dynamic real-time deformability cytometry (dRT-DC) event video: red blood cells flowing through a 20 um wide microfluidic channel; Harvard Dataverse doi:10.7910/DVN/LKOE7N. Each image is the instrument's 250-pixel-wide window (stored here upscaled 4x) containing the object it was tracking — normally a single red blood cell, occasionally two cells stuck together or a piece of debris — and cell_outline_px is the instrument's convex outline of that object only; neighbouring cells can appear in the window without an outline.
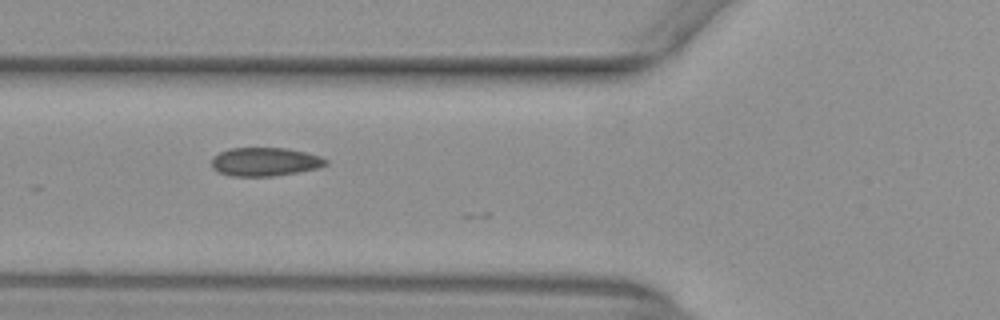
{"species": "common noctule bat (a hibernating species)", "species_latin": "Nyctalus noctula", "temperature_condition": "warm", "stored_images_in_passage": 7, "camera_frame_rate_fps": 3000, "um_per_image_px": 0.085, "animal": {"sex": "female", "body_mass_g": 29.2, "forearm_length_mm": 56.3}, "frame": {"image": 1, "passage_image": 3, "time_ms": 0.667, "image_size_px": [1000, 320], "cell_outline_px": [[328, 164], [320, 168], [276, 176], [232, 176], [220, 172], [212, 168], [212, 156], [228, 148], [288, 148], [320, 156], [328, 160]], "centroid_in_image_um": [22.54, 13.75], "position_along_channel_um": 103.3, "area_um2": 19.13}}